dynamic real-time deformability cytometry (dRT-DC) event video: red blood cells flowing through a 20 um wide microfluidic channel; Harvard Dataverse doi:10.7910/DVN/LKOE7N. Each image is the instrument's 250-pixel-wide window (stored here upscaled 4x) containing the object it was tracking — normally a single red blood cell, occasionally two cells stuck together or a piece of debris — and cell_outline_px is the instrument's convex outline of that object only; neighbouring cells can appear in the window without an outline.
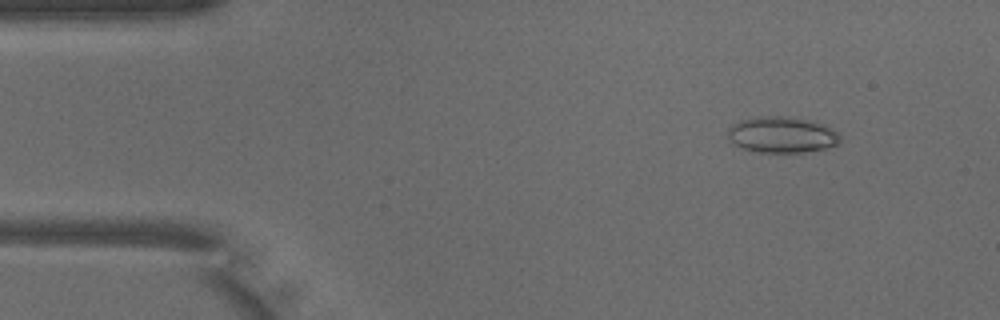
{"species": "common noctule bat (a hibernating species)", "species_latin": "Nyctalus noctula", "temperature_condition": "warm", "stored_images_in_passage": 49, "camera_frame_rate_fps": 3000, "um_per_image_px": 0.085, "animal": {"sex": "male", "body_mass_g": 18.8}, "frame": {"image": 1, "passage_image": 5, "time_ms": 1.333, "image_size_px": [1000, 320], "cell_outline_px": [[840, 140], [836, 144], [824, 148], [804, 152], [756, 152], [744, 148], [728, 140], [728, 128], [732, 124], [740, 120], [756, 116], [788, 116], [808, 120], [824, 124], [836, 132], [840, 136]], "centroid_in_image_um": [66.42, 11.44], "position_along_channel_um": 18.6, "area_um2": 23.52}}
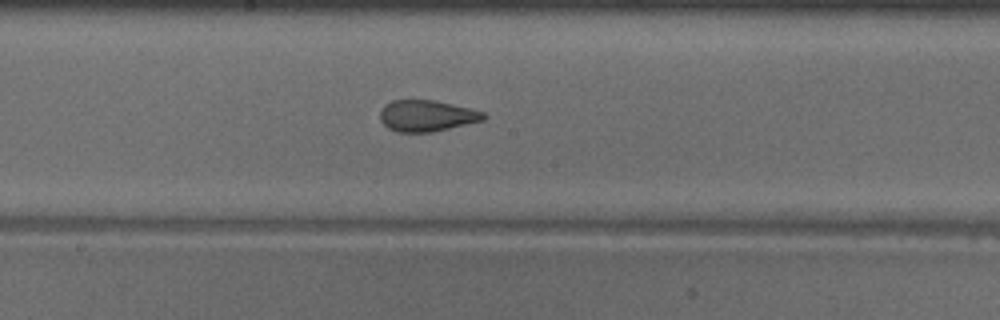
{"frame": {"image": 2, "passage_image": 25, "time_ms": 8.0, "image_size_px": [1000, 320], "cell_outline_px": [[488, 116], [484, 120], [432, 132], [396, 132], [388, 128], [380, 120], [380, 112], [384, 104], [392, 100], [436, 100], [484, 112]], "centroid_in_image_um": [36.26, 9.84], "position_along_channel_um": 211.9, "area_um2": 18.9}}
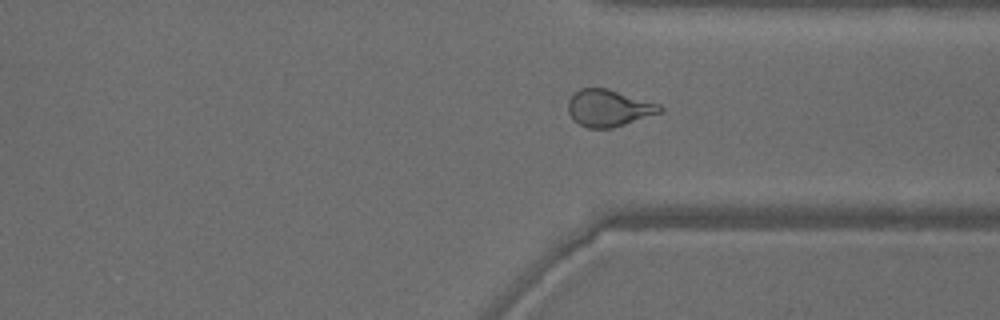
{"frame": {"image": 3, "passage_image": 36, "time_ms": 11.667, "image_size_px": [1000, 320], "cell_outline_px": [[664, 112], [612, 128], [588, 128], [572, 120], [568, 112], [568, 100], [580, 88], [608, 88], [660, 104], [664, 108]], "centroid_in_image_um": [51.76, 9.19], "position_along_channel_um": 359.6, "area_um2": 19.88}, "authors_computed_cell_mechanics": {"area_um2": 20.9814, "velocity_mm_per_s": 4.0434, "shape_relaxation_time_tau1_ms": null, "shape_relaxation_time_tau2_ms": 1.0807, "deformation_change_tau1": null, "deformation_change_tau2": 0.0838}}